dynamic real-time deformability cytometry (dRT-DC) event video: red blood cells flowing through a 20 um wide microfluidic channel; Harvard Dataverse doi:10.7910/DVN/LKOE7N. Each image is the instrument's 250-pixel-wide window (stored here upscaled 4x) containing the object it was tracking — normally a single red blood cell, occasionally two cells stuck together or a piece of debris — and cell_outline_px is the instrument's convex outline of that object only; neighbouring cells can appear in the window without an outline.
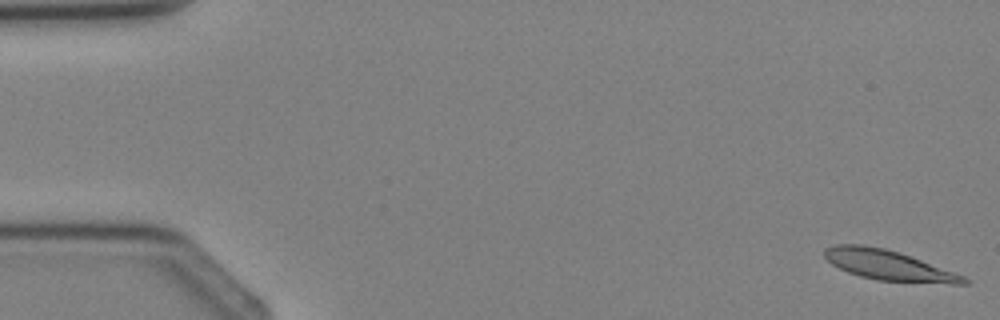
{"species": "Egyptian fruit bat (a non-hibernating species)", "species_latin": "Rousettus aegyptiacus", "temperature_condition": "cold", "stored_images_in_passage": 4, "segment_of_instrument_passage": [1, 2], "camera_frame_rate_fps": 3000, "um_per_image_px": 0.085, "animal": {"sex": "female"}, "frame": {"image": 1, "passage_image": 1, "time_ms": 0.0, "image_size_px": [1000, 320], "cell_outline_px": [[972, 284], [952, 284], [876, 280], [860, 276], [848, 272], [832, 264], [824, 256], [824, 248], [836, 244], [860, 244], [884, 248], [920, 260], [964, 276], [972, 280]], "centroid_in_image_um": [75.52, 22.55], "position_along_channel_um": 9.5, "area_um2": 24.16}}